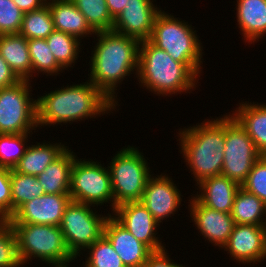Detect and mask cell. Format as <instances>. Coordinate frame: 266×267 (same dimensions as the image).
<instances>
[{
	"mask_svg": "<svg viewBox=\"0 0 266 267\" xmlns=\"http://www.w3.org/2000/svg\"><path fill=\"white\" fill-rule=\"evenodd\" d=\"M96 35L98 42L92 50L91 72L88 78L118 105L115 90L126 76L133 74L134 71L137 75L140 42L112 30L98 32Z\"/></svg>",
	"mask_w": 266,
	"mask_h": 267,
	"instance_id": "6da1fadb",
	"label": "cell"
},
{
	"mask_svg": "<svg viewBox=\"0 0 266 267\" xmlns=\"http://www.w3.org/2000/svg\"><path fill=\"white\" fill-rule=\"evenodd\" d=\"M87 81L89 83L63 86L37 98L38 128L91 119L115 110L117 105L92 82Z\"/></svg>",
	"mask_w": 266,
	"mask_h": 267,
	"instance_id": "7a4b0ae2",
	"label": "cell"
},
{
	"mask_svg": "<svg viewBox=\"0 0 266 267\" xmlns=\"http://www.w3.org/2000/svg\"><path fill=\"white\" fill-rule=\"evenodd\" d=\"M200 74L201 71L194 64L174 60L150 40L140 42L136 77L141 86L150 92L169 97L171 94L191 92Z\"/></svg>",
	"mask_w": 266,
	"mask_h": 267,
	"instance_id": "3957f363",
	"label": "cell"
},
{
	"mask_svg": "<svg viewBox=\"0 0 266 267\" xmlns=\"http://www.w3.org/2000/svg\"><path fill=\"white\" fill-rule=\"evenodd\" d=\"M223 117V118H222ZM204 120L178 133L180 153L198 184L201 180L220 175L225 147V115ZM181 141V142H180Z\"/></svg>",
	"mask_w": 266,
	"mask_h": 267,
	"instance_id": "277c9868",
	"label": "cell"
},
{
	"mask_svg": "<svg viewBox=\"0 0 266 267\" xmlns=\"http://www.w3.org/2000/svg\"><path fill=\"white\" fill-rule=\"evenodd\" d=\"M15 232L17 251L23 265L36 258L54 267H69L75 257L70 253L60 226L10 224ZM69 263V264H68Z\"/></svg>",
	"mask_w": 266,
	"mask_h": 267,
	"instance_id": "5b68a950",
	"label": "cell"
},
{
	"mask_svg": "<svg viewBox=\"0 0 266 267\" xmlns=\"http://www.w3.org/2000/svg\"><path fill=\"white\" fill-rule=\"evenodd\" d=\"M138 148L129 146L117 152L108 166L113 193V211L115 207L140 201L145 186L151 176L150 167Z\"/></svg>",
	"mask_w": 266,
	"mask_h": 267,
	"instance_id": "8992f818",
	"label": "cell"
},
{
	"mask_svg": "<svg viewBox=\"0 0 266 267\" xmlns=\"http://www.w3.org/2000/svg\"><path fill=\"white\" fill-rule=\"evenodd\" d=\"M172 14L161 12L156 16L150 41L163 49L176 61L183 64H194L202 71V43L196 30L184 20L174 18ZM202 59V61H201Z\"/></svg>",
	"mask_w": 266,
	"mask_h": 267,
	"instance_id": "52a82bcc",
	"label": "cell"
},
{
	"mask_svg": "<svg viewBox=\"0 0 266 267\" xmlns=\"http://www.w3.org/2000/svg\"><path fill=\"white\" fill-rule=\"evenodd\" d=\"M31 80H20L0 88V134L32 133L37 125V99L32 97ZM36 128V129H35Z\"/></svg>",
	"mask_w": 266,
	"mask_h": 267,
	"instance_id": "ba28073f",
	"label": "cell"
},
{
	"mask_svg": "<svg viewBox=\"0 0 266 267\" xmlns=\"http://www.w3.org/2000/svg\"><path fill=\"white\" fill-rule=\"evenodd\" d=\"M93 160L78 159L73 162L69 195L71 200L92 206L111 203L113 212V193L108 167ZM110 201V202H109Z\"/></svg>",
	"mask_w": 266,
	"mask_h": 267,
	"instance_id": "9c48e42d",
	"label": "cell"
},
{
	"mask_svg": "<svg viewBox=\"0 0 266 267\" xmlns=\"http://www.w3.org/2000/svg\"><path fill=\"white\" fill-rule=\"evenodd\" d=\"M88 204L71 201L66 207L60 224L67 248L77 259L83 251L103 235L104 225L110 213L98 215Z\"/></svg>",
	"mask_w": 266,
	"mask_h": 267,
	"instance_id": "30bf717a",
	"label": "cell"
},
{
	"mask_svg": "<svg viewBox=\"0 0 266 267\" xmlns=\"http://www.w3.org/2000/svg\"><path fill=\"white\" fill-rule=\"evenodd\" d=\"M261 156L247 132L230 114H225V147L221 174L241 186Z\"/></svg>",
	"mask_w": 266,
	"mask_h": 267,
	"instance_id": "8fae6325",
	"label": "cell"
},
{
	"mask_svg": "<svg viewBox=\"0 0 266 267\" xmlns=\"http://www.w3.org/2000/svg\"><path fill=\"white\" fill-rule=\"evenodd\" d=\"M69 194H44L24 203L9 219L10 224H39L60 226Z\"/></svg>",
	"mask_w": 266,
	"mask_h": 267,
	"instance_id": "7c38bea8",
	"label": "cell"
},
{
	"mask_svg": "<svg viewBox=\"0 0 266 267\" xmlns=\"http://www.w3.org/2000/svg\"><path fill=\"white\" fill-rule=\"evenodd\" d=\"M113 213L111 215L120 224L152 251H159L166 247L156 236V231L159 229L157 227L160 225L140 201L123 203L115 207Z\"/></svg>",
	"mask_w": 266,
	"mask_h": 267,
	"instance_id": "4fadbf2b",
	"label": "cell"
},
{
	"mask_svg": "<svg viewBox=\"0 0 266 267\" xmlns=\"http://www.w3.org/2000/svg\"><path fill=\"white\" fill-rule=\"evenodd\" d=\"M224 251L239 264L254 265L266 258L265 226L235 224Z\"/></svg>",
	"mask_w": 266,
	"mask_h": 267,
	"instance_id": "5bb4252c",
	"label": "cell"
},
{
	"mask_svg": "<svg viewBox=\"0 0 266 267\" xmlns=\"http://www.w3.org/2000/svg\"><path fill=\"white\" fill-rule=\"evenodd\" d=\"M154 0H129L114 20L112 31L137 39L149 40L156 16L161 12Z\"/></svg>",
	"mask_w": 266,
	"mask_h": 267,
	"instance_id": "9a60e30c",
	"label": "cell"
},
{
	"mask_svg": "<svg viewBox=\"0 0 266 267\" xmlns=\"http://www.w3.org/2000/svg\"><path fill=\"white\" fill-rule=\"evenodd\" d=\"M181 196L180 190L171 177L166 174L156 177L152 174L140 202L160 225L165 218L171 217V214H176L178 208L180 209Z\"/></svg>",
	"mask_w": 266,
	"mask_h": 267,
	"instance_id": "2e32d148",
	"label": "cell"
},
{
	"mask_svg": "<svg viewBox=\"0 0 266 267\" xmlns=\"http://www.w3.org/2000/svg\"><path fill=\"white\" fill-rule=\"evenodd\" d=\"M189 200L190 217L199 232L213 245L223 248L234 228L231 214L202 205L195 196Z\"/></svg>",
	"mask_w": 266,
	"mask_h": 267,
	"instance_id": "e0dca14e",
	"label": "cell"
},
{
	"mask_svg": "<svg viewBox=\"0 0 266 267\" xmlns=\"http://www.w3.org/2000/svg\"><path fill=\"white\" fill-rule=\"evenodd\" d=\"M103 235L126 267H145L148 256L153 252L147 245L137 240L111 214L106 219Z\"/></svg>",
	"mask_w": 266,
	"mask_h": 267,
	"instance_id": "ac0fdd59",
	"label": "cell"
},
{
	"mask_svg": "<svg viewBox=\"0 0 266 267\" xmlns=\"http://www.w3.org/2000/svg\"><path fill=\"white\" fill-rule=\"evenodd\" d=\"M196 199L204 206L231 214L235 195L241 187L235 181L220 174L205 178L197 184Z\"/></svg>",
	"mask_w": 266,
	"mask_h": 267,
	"instance_id": "d6986e66",
	"label": "cell"
},
{
	"mask_svg": "<svg viewBox=\"0 0 266 267\" xmlns=\"http://www.w3.org/2000/svg\"><path fill=\"white\" fill-rule=\"evenodd\" d=\"M47 4L52 14L55 30L73 35L79 40L82 37L96 34L71 0H47Z\"/></svg>",
	"mask_w": 266,
	"mask_h": 267,
	"instance_id": "ffe728a7",
	"label": "cell"
},
{
	"mask_svg": "<svg viewBox=\"0 0 266 267\" xmlns=\"http://www.w3.org/2000/svg\"><path fill=\"white\" fill-rule=\"evenodd\" d=\"M233 113L229 114L247 132L261 155H266V105L252 104L245 101L239 103Z\"/></svg>",
	"mask_w": 266,
	"mask_h": 267,
	"instance_id": "44dd1931",
	"label": "cell"
},
{
	"mask_svg": "<svg viewBox=\"0 0 266 267\" xmlns=\"http://www.w3.org/2000/svg\"><path fill=\"white\" fill-rule=\"evenodd\" d=\"M236 16L245 42L259 41L266 34V0H236Z\"/></svg>",
	"mask_w": 266,
	"mask_h": 267,
	"instance_id": "7402d4cb",
	"label": "cell"
},
{
	"mask_svg": "<svg viewBox=\"0 0 266 267\" xmlns=\"http://www.w3.org/2000/svg\"><path fill=\"white\" fill-rule=\"evenodd\" d=\"M0 55L20 80L32 79V63L28 40L16 34L0 35Z\"/></svg>",
	"mask_w": 266,
	"mask_h": 267,
	"instance_id": "603a6c76",
	"label": "cell"
},
{
	"mask_svg": "<svg viewBox=\"0 0 266 267\" xmlns=\"http://www.w3.org/2000/svg\"><path fill=\"white\" fill-rule=\"evenodd\" d=\"M73 153L67 148L37 176L45 194H69L71 171L77 157Z\"/></svg>",
	"mask_w": 266,
	"mask_h": 267,
	"instance_id": "cb8c5ba5",
	"label": "cell"
},
{
	"mask_svg": "<svg viewBox=\"0 0 266 267\" xmlns=\"http://www.w3.org/2000/svg\"><path fill=\"white\" fill-rule=\"evenodd\" d=\"M48 143L27 146L23 157L13 169L18 173L37 177L68 148L61 142Z\"/></svg>",
	"mask_w": 266,
	"mask_h": 267,
	"instance_id": "d4e9b609",
	"label": "cell"
},
{
	"mask_svg": "<svg viewBox=\"0 0 266 267\" xmlns=\"http://www.w3.org/2000/svg\"><path fill=\"white\" fill-rule=\"evenodd\" d=\"M231 216L235 224L265 226L266 204L240 187L234 198Z\"/></svg>",
	"mask_w": 266,
	"mask_h": 267,
	"instance_id": "484cf974",
	"label": "cell"
},
{
	"mask_svg": "<svg viewBox=\"0 0 266 267\" xmlns=\"http://www.w3.org/2000/svg\"><path fill=\"white\" fill-rule=\"evenodd\" d=\"M46 41L57 63L63 69H68V67L72 68V64L79 57V46H82L80 44L81 40L73 35L54 30L46 38Z\"/></svg>",
	"mask_w": 266,
	"mask_h": 267,
	"instance_id": "4316f807",
	"label": "cell"
},
{
	"mask_svg": "<svg viewBox=\"0 0 266 267\" xmlns=\"http://www.w3.org/2000/svg\"><path fill=\"white\" fill-rule=\"evenodd\" d=\"M12 215L26 202L45 194L36 176L25 175L11 169Z\"/></svg>",
	"mask_w": 266,
	"mask_h": 267,
	"instance_id": "83f0119b",
	"label": "cell"
},
{
	"mask_svg": "<svg viewBox=\"0 0 266 267\" xmlns=\"http://www.w3.org/2000/svg\"><path fill=\"white\" fill-rule=\"evenodd\" d=\"M54 23L48 4L24 13L19 34L27 40L46 39L53 31Z\"/></svg>",
	"mask_w": 266,
	"mask_h": 267,
	"instance_id": "f1b7e54d",
	"label": "cell"
},
{
	"mask_svg": "<svg viewBox=\"0 0 266 267\" xmlns=\"http://www.w3.org/2000/svg\"><path fill=\"white\" fill-rule=\"evenodd\" d=\"M85 16L90 28L95 32L111 31L114 19L111 17L106 0H71Z\"/></svg>",
	"mask_w": 266,
	"mask_h": 267,
	"instance_id": "f546056e",
	"label": "cell"
},
{
	"mask_svg": "<svg viewBox=\"0 0 266 267\" xmlns=\"http://www.w3.org/2000/svg\"><path fill=\"white\" fill-rule=\"evenodd\" d=\"M28 50L32 63V77L37 71L53 76L64 70L54 58L46 39L28 40Z\"/></svg>",
	"mask_w": 266,
	"mask_h": 267,
	"instance_id": "4dcf8cb0",
	"label": "cell"
},
{
	"mask_svg": "<svg viewBox=\"0 0 266 267\" xmlns=\"http://www.w3.org/2000/svg\"><path fill=\"white\" fill-rule=\"evenodd\" d=\"M28 135L0 134V167L13 169L17 165L27 148Z\"/></svg>",
	"mask_w": 266,
	"mask_h": 267,
	"instance_id": "1f68e13d",
	"label": "cell"
},
{
	"mask_svg": "<svg viewBox=\"0 0 266 267\" xmlns=\"http://www.w3.org/2000/svg\"><path fill=\"white\" fill-rule=\"evenodd\" d=\"M85 267H126L109 240L102 235L87 248Z\"/></svg>",
	"mask_w": 266,
	"mask_h": 267,
	"instance_id": "d6a6232c",
	"label": "cell"
},
{
	"mask_svg": "<svg viewBox=\"0 0 266 267\" xmlns=\"http://www.w3.org/2000/svg\"><path fill=\"white\" fill-rule=\"evenodd\" d=\"M0 267H23L18 256L15 232L8 220H0Z\"/></svg>",
	"mask_w": 266,
	"mask_h": 267,
	"instance_id": "836d02e7",
	"label": "cell"
},
{
	"mask_svg": "<svg viewBox=\"0 0 266 267\" xmlns=\"http://www.w3.org/2000/svg\"><path fill=\"white\" fill-rule=\"evenodd\" d=\"M241 187L256 195L266 204V155H262L254 163Z\"/></svg>",
	"mask_w": 266,
	"mask_h": 267,
	"instance_id": "e575fe53",
	"label": "cell"
},
{
	"mask_svg": "<svg viewBox=\"0 0 266 267\" xmlns=\"http://www.w3.org/2000/svg\"><path fill=\"white\" fill-rule=\"evenodd\" d=\"M23 16L12 0H0V35L19 33Z\"/></svg>",
	"mask_w": 266,
	"mask_h": 267,
	"instance_id": "d590c367",
	"label": "cell"
},
{
	"mask_svg": "<svg viewBox=\"0 0 266 267\" xmlns=\"http://www.w3.org/2000/svg\"><path fill=\"white\" fill-rule=\"evenodd\" d=\"M11 169L0 167V220H8L12 216Z\"/></svg>",
	"mask_w": 266,
	"mask_h": 267,
	"instance_id": "8d00e7d4",
	"label": "cell"
},
{
	"mask_svg": "<svg viewBox=\"0 0 266 267\" xmlns=\"http://www.w3.org/2000/svg\"><path fill=\"white\" fill-rule=\"evenodd\" d=\"M167 254L166 248L159 251H153L148 256L146 267H185V265L183 266L182 264L175 263Z\"/></svg>",
	"mask_w": 266,
	"mask_h": 267,
	"instance_id": "74e56055",
	"label": "cell"
},
{
	"mask_svg": "<svg viewBox=\"0 0 266 267\" xmlns=\"http://www.w3.org/2000/svg\"><path fill=\"white\" fill-rule=\"evenodd\" d=\"M20 79L11 70L8 63L0 55V88L13 86L18 83Z\"/></svg>",
	"mask_w": 266,
	"mask_h": 267,
	"instance_id": "f35d334b",
	"label": "cell"
},
{
	"mask_svg": "<svg viewBox=\"0 0 266 267\" xmlns=\"http://www.w3.org/2000/svg\"><path fill=\"white\" fill-rule=\"evenodd\" d=\"M23 12L35 11L47 4V0H12Z\"/></svg>",
	"mask_w": 266,
	"mask_h": 267,
	"instance_id": "ab89813d",
	"label": "cell"
},
{
	"mask_svg": "<svg viewBox=\"0 0 266 267\" xmlns=\"http://www.w3.org/2000/svg\"><path fill=\"white\" fill-rule=\"evenodd\" d=\"M129 0H106L111 17L115 20L124 10Z\"/></svg>",
	"mask_w": 266,
	"mask_h": 267,
	"instance_id": "60d3db41",
	"label": "cell"
}]
</instances>
